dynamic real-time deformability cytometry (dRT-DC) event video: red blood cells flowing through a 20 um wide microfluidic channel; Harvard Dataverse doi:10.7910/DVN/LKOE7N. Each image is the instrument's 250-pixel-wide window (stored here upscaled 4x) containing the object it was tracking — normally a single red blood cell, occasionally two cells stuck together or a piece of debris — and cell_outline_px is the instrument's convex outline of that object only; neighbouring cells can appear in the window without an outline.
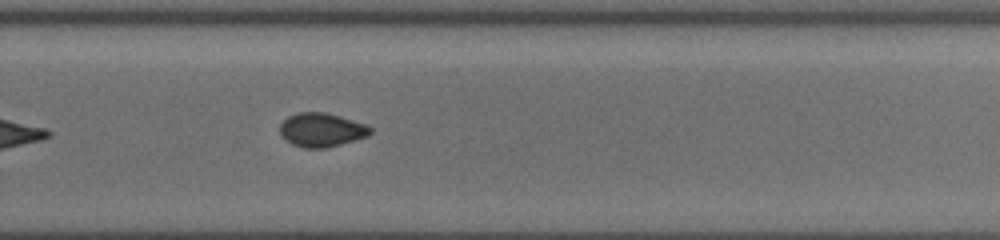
{"species": "common noctule bat (a hibernating species)", "species_latin": "Nyctalus noctula", "temperature_condition": "cold", "stored_images_in_passage": 27, "camera_frame_rate_fps": 3000, "um_per_image_px": 0.085, "animal": {"sex": "female", "body_mass_g": 19.5, "forearm_length_mm": 54.1}, "frame": {"image": 1, "passage_image": 27, "time_ms": 13.0, "image_size_px": [1000, 240], "cell_outline_px": [[372, 132], [368, 136], [324, 148], [304, 148], [292, 144], [280, 136], [280, 124], [288, 116], [296, 112], [328, 112], [364, 124], [372, 128]], "centroid_in_image_um": [27.29, 11.03], "position_along_channel_um": 302.5, "area_um2": 17.8}}